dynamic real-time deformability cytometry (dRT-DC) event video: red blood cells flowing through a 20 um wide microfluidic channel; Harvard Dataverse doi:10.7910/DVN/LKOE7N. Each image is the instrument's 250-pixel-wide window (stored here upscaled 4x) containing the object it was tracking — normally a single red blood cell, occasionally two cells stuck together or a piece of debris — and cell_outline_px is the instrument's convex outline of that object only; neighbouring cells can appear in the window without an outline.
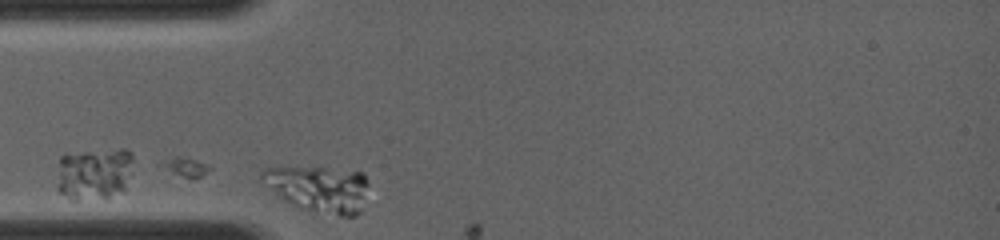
{"species": "common noctule bat (a hibernating species)", "species_latin": "Nyctalus noctula", "temperature_condition": "room temperature", "stored_images_in_passage": 2, "camera_frame_rate_fps": 4000, "um_per_image_px": 0.085, "animal": {"sex": "female", "body_mass_g": 19.0, "forearm_length_mm": 56.7}, "frame": {"image": 1, "passage_image": 1, "time_ms": 0.0, "image_size_px": [1000, 240], "cell_outline_px": [[368, 184], [360, 212], [356, 216], [340, 216], [300, 208], [284, 200], [256, 180], [260, 172], [264, 168], [324, 168], [364, 172], [368, 180]], "centroid_in_image_um": [27.05, 16.04], "position_along_channel_um": 57.9, "area_um2": 28.84}}